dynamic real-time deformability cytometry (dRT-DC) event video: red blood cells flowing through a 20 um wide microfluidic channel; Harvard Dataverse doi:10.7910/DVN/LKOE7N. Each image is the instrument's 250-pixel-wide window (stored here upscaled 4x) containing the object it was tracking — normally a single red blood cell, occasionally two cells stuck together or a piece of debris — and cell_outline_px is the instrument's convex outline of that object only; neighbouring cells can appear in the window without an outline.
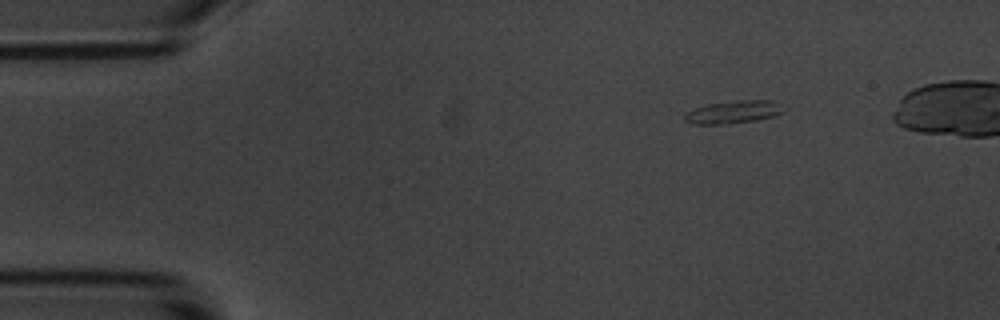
{"species": "common noctule bat (a hibernating species)", "species_latin": "Nyctalus noctula", "temperature_condition": "room temperature", "stored_images_in_passage": 6, "segment_of_instrument_passage": [2, 2], "camera_frame_rate_fps": 3000, "um_per_image_px": 0.085, "animal": {"sex": "male", "body_mass_g": 20.1, "forearm_length_mm": 53.5}, "frame": {"image": 1, "passage_image": 6, "time_ms": 5.667, "image_size_px": [1000, 320], "cell_outline_px": [[784, 112], [772, 116], [756, 120], [720, 124], [692, 124], [684, 120], [684, 116], [688, 112], [704, 104], [736, 100], [768, 100], [776, 104]], "centroid_in_image_um": [62.25, 9.52], "position_along_channel_um": 22.7, "area_um2": 12.77}}